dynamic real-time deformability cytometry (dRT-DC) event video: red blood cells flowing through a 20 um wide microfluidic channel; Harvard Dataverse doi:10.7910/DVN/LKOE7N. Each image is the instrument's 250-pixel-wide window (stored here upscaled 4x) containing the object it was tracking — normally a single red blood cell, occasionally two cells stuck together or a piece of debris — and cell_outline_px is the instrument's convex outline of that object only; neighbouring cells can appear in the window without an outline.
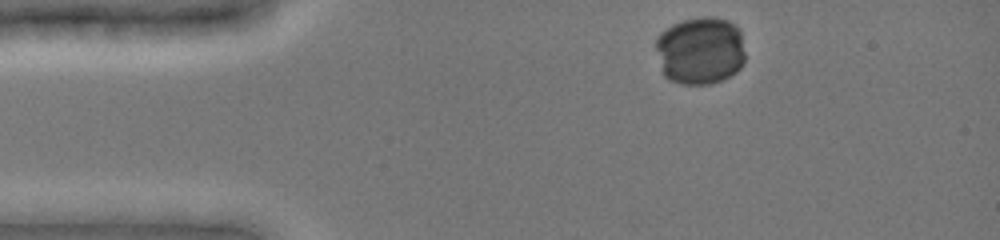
{"species": "common noctule bat (a hibernating species)", "species_latin": "Nyctalus noctula", "temperature_condition": "cold", "stored_images_in_passage": 10, "camera_frame_rate_fps": 3000, "um_per_image_px": 0.085, "animal": {"sex": "female", "body_mass_g": 19.0, "forearm_length_mm": 51.5}, "frame": {"image": 1, "passage_image": 1, "time_ms": 0.0, "image_size_px": [1000, 240], "cell_outline_px": [[744, 64], [736, 72], [720, 80], [708, 84], [680, 84], [668, 80], [664, 76], [660, 68], [656, 48], [656, 36], [660, 32], [672, 24], [684, 20], [700, 16], [716, 16], [728, 20], [736, 24], [740, 28], [744, 52]], "centroid_in_image_um": [59.51, 4.28], "position_along_channel_um": 25.5, "area_um2": 35.95}}
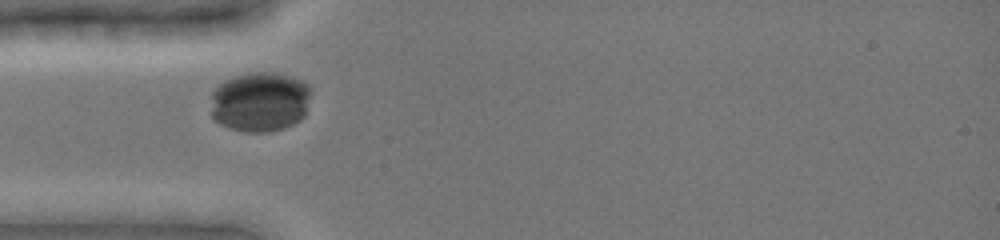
{"frame": {"image": 2, "passage_image": 5, "time_ms": 2.333, "image_size_px": [1000, 240], "cell_outline_px": [[312, 92], [304, 116], [300, 120], [284, 128], [268, 132], [244, 132], [220, 124], [212, 116], [212, 92], [224, 80], [236, 76], [256, 72], [272, 72], [292, 76], [308, 84]], "centroid_in_image_um": [22.13, 8.65], "position_along_channel_um": 62.9, "area_um2": 35.08}}
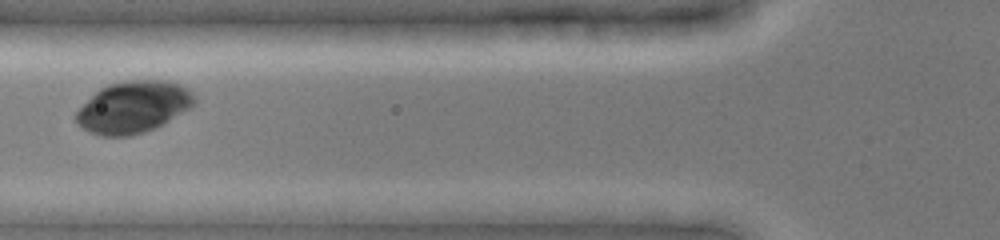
{"frame": {"image": 3, "passage_image": 7, "time_ms": 3.667, "image_size_px": [1000, 240], "cell_outline_px": [[196, 104], [156, 128], [132, 136], [100, 136], [76, 124], [76, 112], [100, 88], [108, 84], [128, 80], [168, 80], [180, 84], [188, 88], [196, 96]], "centroid_in_image_um": [11.37, 9.09], "position_along_channel_um": 114.4, "area_um2": 35.72}}